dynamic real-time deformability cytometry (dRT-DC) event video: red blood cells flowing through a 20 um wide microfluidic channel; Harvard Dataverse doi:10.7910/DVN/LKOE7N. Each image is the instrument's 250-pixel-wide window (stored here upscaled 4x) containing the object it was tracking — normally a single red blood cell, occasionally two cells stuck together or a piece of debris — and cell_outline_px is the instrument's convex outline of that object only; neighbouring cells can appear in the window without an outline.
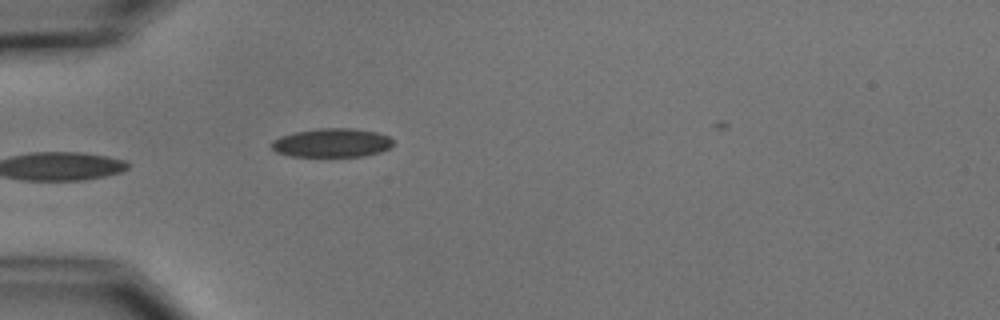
{"species": "common noctule bat (a hibernating species)", "species_latin": "Nyctalus noctula", "temperature_condition": "cold", "stored_images_in_passage": 4, "camera_frame_rate_fps": 3000, "um_per_image_px": 0.085, "animal": {"sex": "male", "body_mass_g": 15.6}, "frame": {"image": 1, "passage_image": 4, "time_ms": 3.667, "image_size_px": [1000, 320], "cell_outline_px": [[392, 144], [388, 148], [380, 152], [364, 156], [288, 156], [276, 152], [268, 144], [272, 140], [280, 136], [296, 132], [320, 128], [352, 128], [376, 132], [388, 136], [392, 140]], "centroid_in_image_um": [28.16, 12.14], "position_along_channel_um": 56.8, "area_um2": 20.4}}